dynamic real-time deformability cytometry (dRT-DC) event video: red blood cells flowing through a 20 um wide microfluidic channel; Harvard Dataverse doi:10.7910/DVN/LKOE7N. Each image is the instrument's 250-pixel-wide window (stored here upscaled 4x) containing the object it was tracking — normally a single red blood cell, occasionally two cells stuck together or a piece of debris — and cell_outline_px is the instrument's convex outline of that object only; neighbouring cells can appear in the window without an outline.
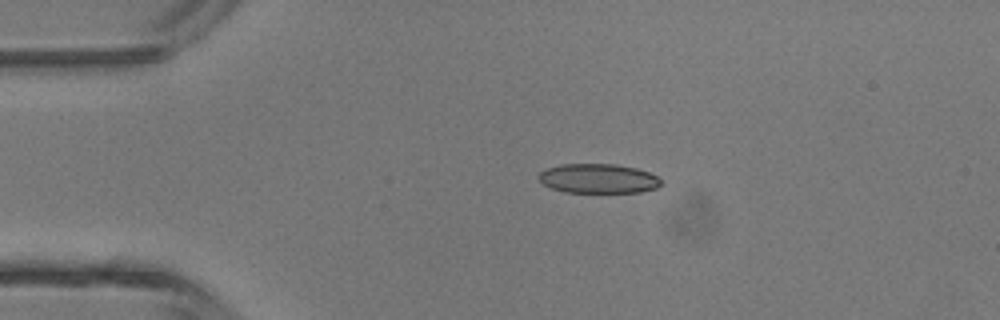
{"species": "common noctule bat (a hibernating species)", "species_latin": "Nyctalus noctula", "temperature_condition": "room temperature", "stored_images_in_passage": 4, "camera_frame_rate_fps": 3000, "um_per_image_px": 0.085, "animal": {"sex": "male", "body_mass_g": 13.3}, "frame": {"image": 1, "passage_image": 3, "time_ms": 2.333, "image_size_px": [1000, 320], "cell_outline_px": [[664, 184], [656, 188], [640, 192], [564, 192], [552, 188], [544, 184], [536, 176], [540, 172], [548, 168], [560, 164], [616, 164], [636, 168], [648, 172], [656, 176]], "centroid_in_image_um": [50.86, 15.17], "position_along_channel_um": 34.1, "area_um2": 20.98}}